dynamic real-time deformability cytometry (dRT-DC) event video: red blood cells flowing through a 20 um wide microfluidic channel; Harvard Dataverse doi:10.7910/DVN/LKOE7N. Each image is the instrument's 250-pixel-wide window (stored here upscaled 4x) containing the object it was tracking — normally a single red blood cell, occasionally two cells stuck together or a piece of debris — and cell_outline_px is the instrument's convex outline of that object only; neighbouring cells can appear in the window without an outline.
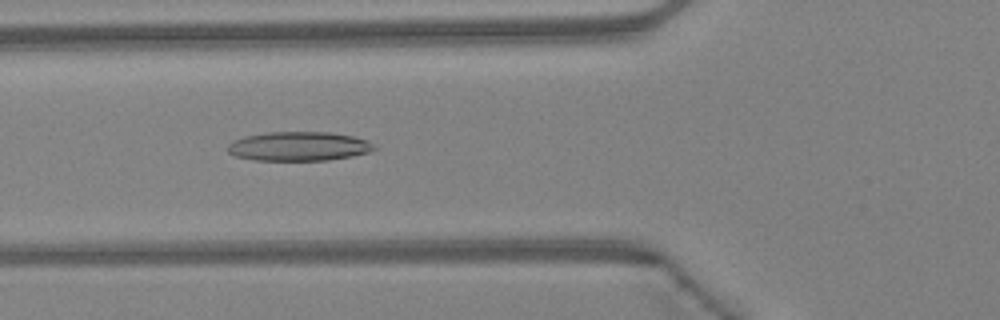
{"species": "Egyptian fruit bat (a non-hibernating species)", "species_latin": "Rousettus aegyptiacus", "temperature_condition": "warm", "stored_images_in_passage": 46, "camera_frame_rate_fps": 3000, "um_per_image_px": 0.085, "animal": {"sex": "female"}, "frame": {"image": 1, "passage_image": 17, "time_ms": 5.333, "image_size_px": [1000, 320], "cell_outline_px": [[376, 148], [368, 152], [352, 156], [328, 160], [256, 160], [236, 156], [228, 152], [228, 144], [232, 140], [244, 136], [268, 132], [328, 132], [352, 136], [368, 140]], "centroid_in_image_um": [25.37, 12.43], "position_along_channel_um": 100.4, "area_um2": 24.8}}
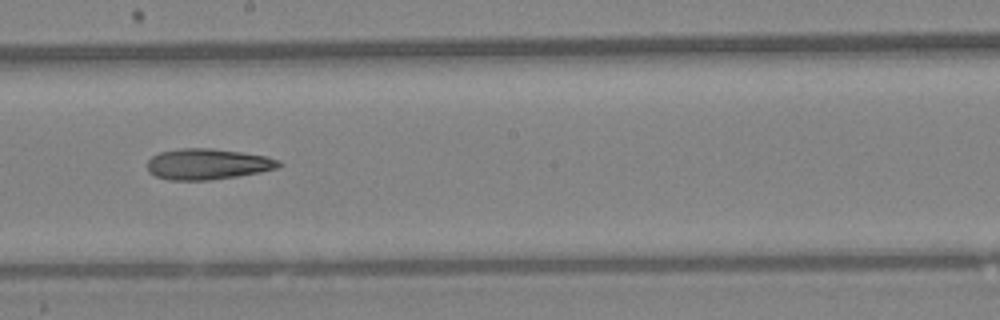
{"frame": {"image": 2, "passage_image": 26, "time_ms": 8.333, "image_size_px": [1000, 320], "cell_outline_px": [[284, 164], [276, 168], [260, 172], [212, 180], [168, 180], [156, 176], [148, 172], [148, 160], [152, 156], [160, 152], [180, 148], [212, 148], [240, 152], [264, 156], [280, 160]], "centroid_in_image_um": [17.63, 13.95], "position_along_channel_um": 230.6, "area_um2": 23.64}}
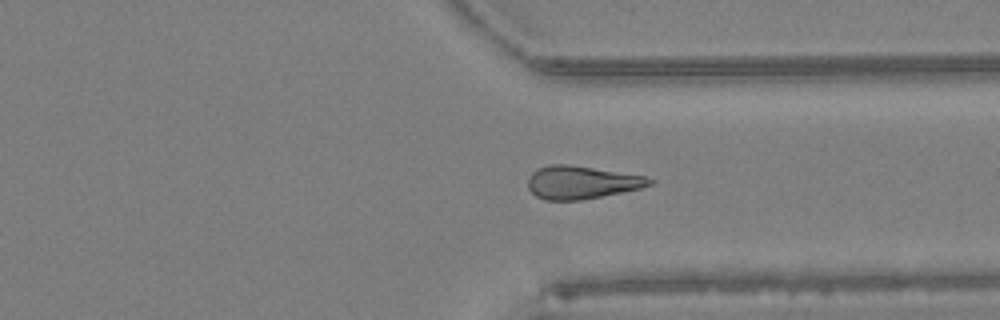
{"frame": {"image": 3, "passage_image": 35, "time_ms": 11.333, "image_size_px": [1000, 320], "cell_outline_px": [[656, 180], [652, 184], [640, 188], [580, 200], [544, 200], [536, 196], [528, 188], [528, 180], [532, 172], [536, 168], [548, 164], [568, 164], [644, 176]], "centroid_in_image_um": [49.39, 15.49], "position_along_channel_um": 362.0, "area_um2": 23.18}}